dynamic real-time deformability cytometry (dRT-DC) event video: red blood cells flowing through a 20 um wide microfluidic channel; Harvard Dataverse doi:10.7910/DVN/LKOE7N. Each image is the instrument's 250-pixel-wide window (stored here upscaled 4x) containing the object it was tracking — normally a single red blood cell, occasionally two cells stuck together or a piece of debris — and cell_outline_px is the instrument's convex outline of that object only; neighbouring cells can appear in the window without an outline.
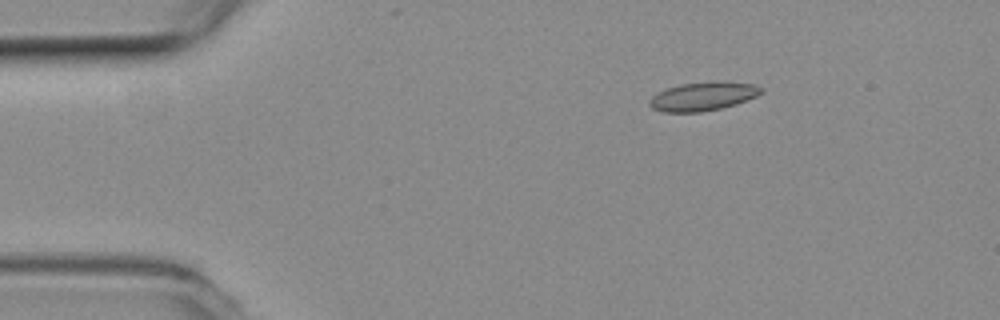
{"species": "common noctule bat (a hibernating species)", "species_latin": "Nyctalus noctula", "temperature_condition": "room temperature", "stored_images_in_passage": 4, "camera_frame_rate_fps": 3000, "um_per_image_px": 0.085, "animal": {"sex": "female", "body_mass_g": 19.3, "forearm_length_mm": 54.1}, "frame": {"image": 1, "passage_image": 2, "time_ms": 0.333, "image_size_px": [1000, 320], "cell_outline_px": [[764, 92], [756, 96], [736, 104], [720, 108], [700, 112], [664, 112], [652, 108], [648, 104], [648, 100], [656, 92], [680, 84], [716, 80], [756, 84], [764, 88]], "centroid_in_image_um": [59.77, 8.17], "position_along_channel_um": 25.2, "area_um2": 18.96}}